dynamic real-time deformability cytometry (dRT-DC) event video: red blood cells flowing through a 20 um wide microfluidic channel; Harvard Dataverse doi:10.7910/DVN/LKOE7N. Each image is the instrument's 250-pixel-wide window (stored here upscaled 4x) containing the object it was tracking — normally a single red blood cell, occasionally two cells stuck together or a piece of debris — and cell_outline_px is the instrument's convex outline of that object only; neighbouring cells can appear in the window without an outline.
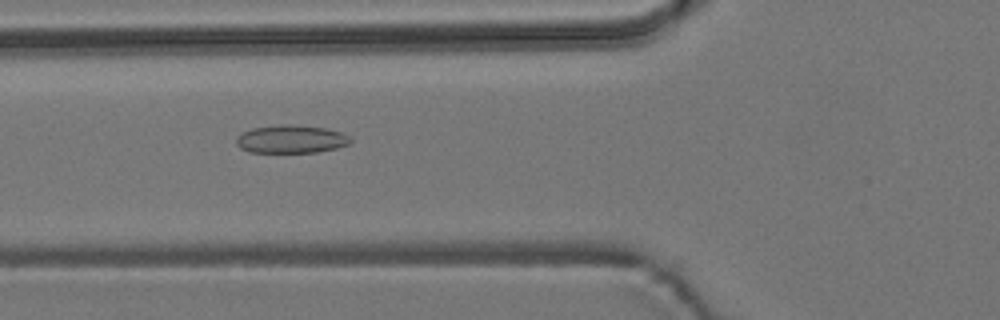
{"species": "common noctule bat (a hibernating species)", "species_latin": "Nyctalus noctula", "temperature_condition": "room temperature", "stored_images_in_passage": 54, "camera_frame_rate_fps": 3000, "um_per_image_px": 0.085, "animal": {"sex": "male", "body_mass_g": 19.2, "forearm_length_mm": 51.8}, "frame": {"image": 1, "passage_image": 20, "time_ms": 6.333, "image_size_px": [1000, 320], "cell_outline_px": [[352, 140], [348, 144], [336, 148], [316, 152], [248, 152], [240, 148], [236, 144], [236, 136], [252, 128], [280, 124], [288, 124], [324, 128], [340, 132], [348, 136]], "centroid_in_image_um": [24.7, 11.83], "position_along_channel_um": 101.1, "area_um2": 18.55}}
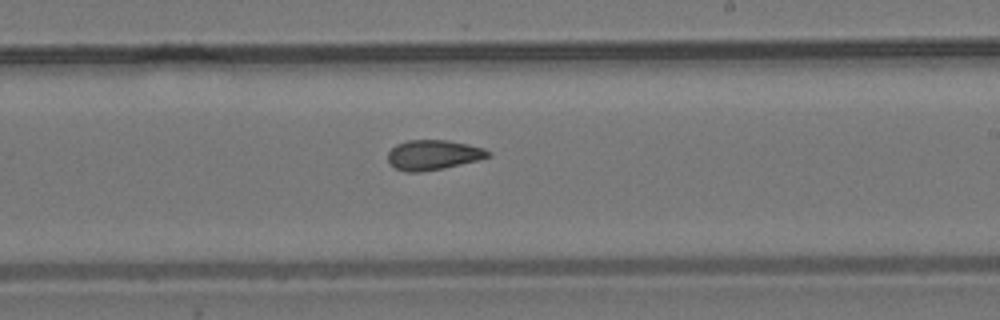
{"frame": {"image": 2, "passage_image": 32, "time_ms": 10.333, "image_size_px": [1000, 320], "cell_outline_px": [[492, 156], [444, 168], [420, 172], [404, 172], [396, 168], [388, 160], [388, 152], [396, 144], [408, 140], [448, 140], [468, 144], [484, 148], [492, 152]], "centroid_in_image_um": [36.84, 13.16], "position_along_channel_um": 252.2, "area_um2": 17.46}}
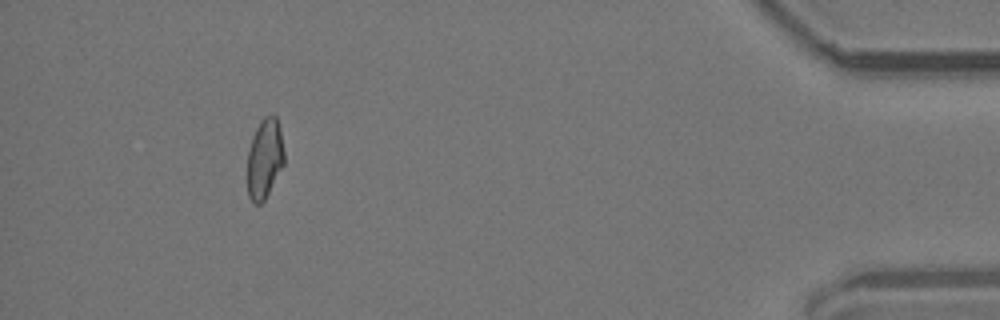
{"frame": {"image": 3, "passage_image": 50, "time_ms": 16.333, "image_size_px": [1000, 320], "cell_outline_px": [[284, 164], [264, 200], [260, 204], [252, 204], [248, 196], [248, 152], [256, 128], [260, 120], [264, 116], [272, 112], [276, 116], [280, 128], [284, 152]], "centroid_in_image_um": [22.5, 13.46], "position_along_channel_um": 412.7, "area_um2": 17.17}, "authors_computed_cell_mechanics": {"area_um2": 18.0047, "velocity_mm_per_s": 3.7661, "shape_relaxation_time_tau1_ms": null, "shape_relaxation_time_tau2_ms": 3.2083, "deformation_change_tau1": null, "deformation_change_tau2": 0.0869}}